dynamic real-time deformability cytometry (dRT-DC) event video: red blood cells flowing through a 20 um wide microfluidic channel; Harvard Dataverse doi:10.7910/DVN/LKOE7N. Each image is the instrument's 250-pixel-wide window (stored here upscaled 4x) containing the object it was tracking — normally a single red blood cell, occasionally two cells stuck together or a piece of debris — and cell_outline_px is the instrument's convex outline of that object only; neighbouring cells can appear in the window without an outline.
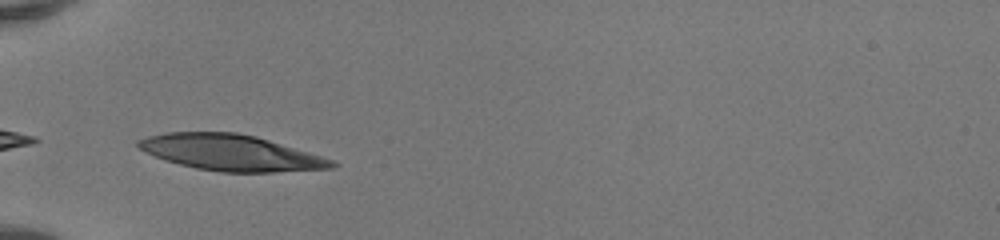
{"species": "human", "species_latin": "Homo sapiens", "temperature_condition": "room temperature", "stored_images_in_passage": 32, "camera_frame_rate_fps": 3000, "um_per_image_px": 0.085, "donor": {"sex": "female"}, "frame": {"image": 1, "passage_image": 1, "time_ms": 0.0, "image_size_px": [1000, 240], "cell_outline_px": [[340, 164], [336, 168], [272, 172], [220, 172], [196, 168], [164, 160], [140, 148], [136, 144], [136, 140], [148, 136], [164, 132], [236, 132], [256, 136], [336, 160]], "centroid_in_image_um": [19.67, 12.97], "position_along_channel_um": 65.3, "area_um2": 40.63}}
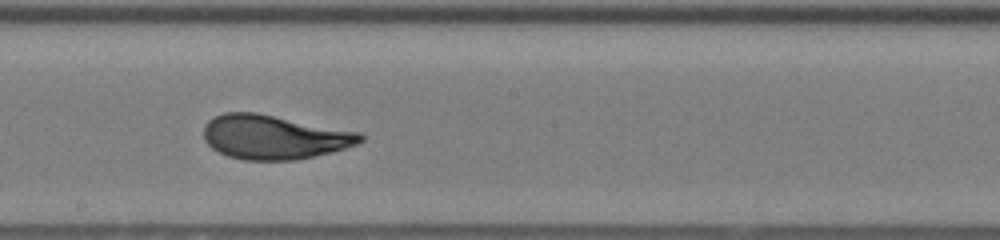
{"frame": {"image": 2, "passage_image": 13, "time_ms": 4.0, "image_size_px": [1000, 240], "cell_outline_px": [[364, 140], [356, 144], [344, 148], [296, 160], [244, 160], [228, 156], [212, 148], [204, 140], [204, 124], [208, 120], [224, 112], [256, 112], [364, 132]], "centroid_in_image_um": [23.31, 11.63], "position_along_channel_um": 224.9, "area_um2": 40.52}}
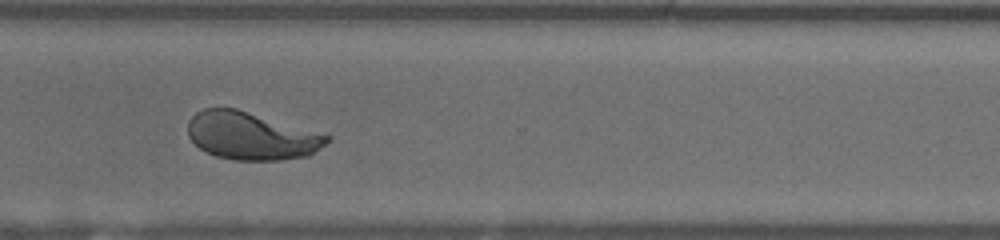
{"frame": {"image": 3, "passage_image": 22, "time_ms": 7.0, "image_size_px": [1000, 240], "cell_outline_px": [[332, 140], [308, 156], [284, 160], [232, 160], [216, 156], [200, 148], [188, 136], [188, 120], [196, 112], [204, 108], [236, 108], [332, 136]], "centroid_in_image_um": [21.37, 11.55], "position_along_channel_um": 349.2, "area_um2": 38.67}, "authors_computed_cell_mechanics": {"area_um2": 40.3444, "velocity_mm_per_s": 4.1396, "shape_relaxation_time_tau1_ms": 3.9209, "shape_relaxation_time_tau2_ms": null, "deformation_change_tau1": 0.2091, "deformation_change_tau2": null}}